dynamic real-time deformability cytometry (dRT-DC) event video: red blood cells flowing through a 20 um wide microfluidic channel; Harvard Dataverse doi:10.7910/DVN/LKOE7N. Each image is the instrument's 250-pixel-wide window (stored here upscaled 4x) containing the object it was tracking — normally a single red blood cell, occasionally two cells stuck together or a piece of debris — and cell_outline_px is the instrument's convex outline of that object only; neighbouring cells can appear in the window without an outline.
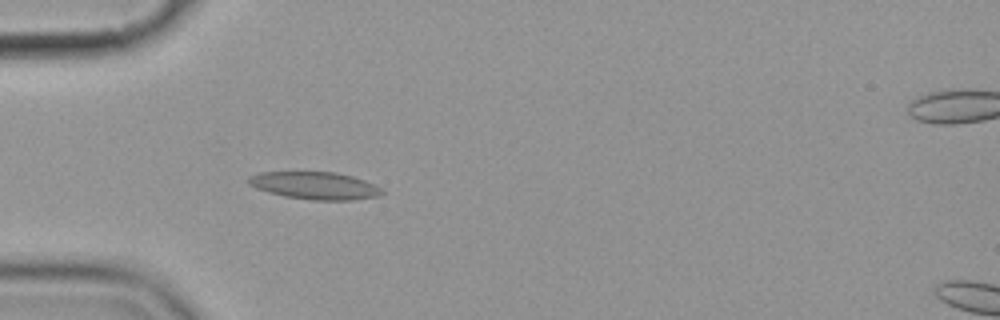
{"species": "common noctule bat (a hibernating species)", "species_latin": "Nyctalus noctula", "temperature_condition": "cold", "stored_images_in_passage": 5, "camera_frame_rate_fps": 3000, "um_per_image_px": 0.085, "animal": {"sex": "female", "body_mass_g": 19.9}, "frame": {"image": 1, "passage_image": 4, "time_ms": 4.333, "image_size_px": [1000, 320], "cell_outline_px": [[384, 192], [380, 196], [352, 200], [312, 200], [284, 196], [268, 192], [256, 188], [248, 184], [248, 176], [260, 172], [336, 172], [352, 176], [376, 184]], "centroid_in_image_um": [26.77, 15.77], "position_along_channel_um": 58.2, "area_um2": 21.44}}